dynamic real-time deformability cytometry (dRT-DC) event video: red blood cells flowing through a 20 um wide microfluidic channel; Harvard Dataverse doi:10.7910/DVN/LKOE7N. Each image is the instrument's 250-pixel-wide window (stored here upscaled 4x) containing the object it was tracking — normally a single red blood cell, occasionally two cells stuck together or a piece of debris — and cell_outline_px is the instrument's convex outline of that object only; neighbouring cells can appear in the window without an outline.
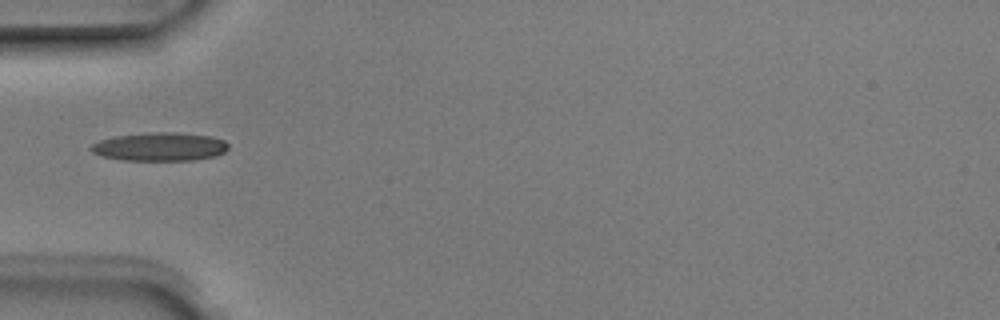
{"species": "Egyptian fruit bat (a non-hibernating species)", "species_latin": "Rousettus aegyptiacus", "temperature_condition": "room temperature", "stored_images_in_passage": 5, "camera_frame_rate_fps": 3000, "um_per_image_px": 0.085, "animal": {"sex": "male"}, "frame": {"image": 1, "passage_image": 5, "time_ms": 1.333, "image_size_px": [1000, 320], "cell_outline_px": [[228, 148], [224, 152], [212, 156], [192, 160], [124, 160], [100, 156], [92, 152], [88, 148], [92, 144], [100, 140], [116, 136], [148, 132], [176, 132], [212, 136], [224, 140], [228, 144]], "centroid_in_image_um": [13.56, 12.46], "position_along_channel_um": 71.4, "area_um2": 22.77}}